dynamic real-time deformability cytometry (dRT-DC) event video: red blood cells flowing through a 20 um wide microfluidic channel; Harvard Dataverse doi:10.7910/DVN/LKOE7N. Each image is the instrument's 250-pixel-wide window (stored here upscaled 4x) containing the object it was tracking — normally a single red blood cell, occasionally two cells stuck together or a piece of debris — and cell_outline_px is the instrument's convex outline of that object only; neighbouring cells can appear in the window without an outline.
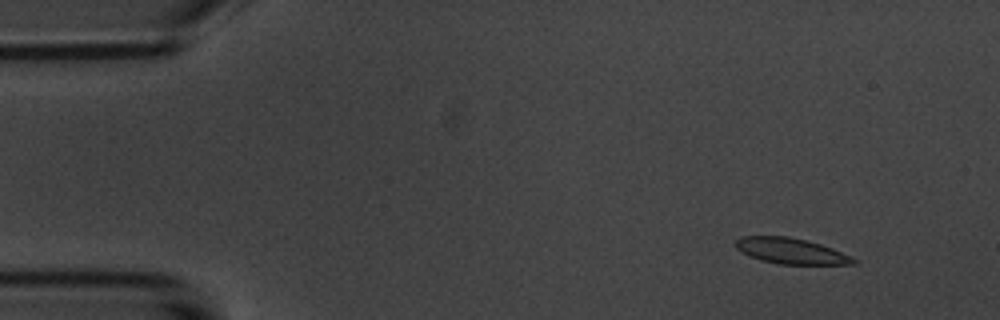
{"species": "common noctule bat (a hibernating species)", "species_latin": "Nyctalus noctula", "temperature_condition": "room temperature", "stored_images_in_passage": 7, "camera_frame_rate_fps": 3000, "um_per_image_px": 0.085, "animal": {"sex": "male", "body_mass_g": 20.1, "forearm_length_mm": 53.5}, "frame": {"image": 1, "passage_image": 2, "time_ms": 1.333, "image_size_px": [1000, 320], "cell_outline_px": [[860, 260], [856, 264], [780, 264], [760, 260], [748, 256], [736, 248], [736, 240], [740, 236], [788, 236], [820, 244], [832, 248], [852, 256]], "centroid_in_image_um": [67.25, 21.34], "position_along_channel_um": 17.8, "area_um2": 17.74}}
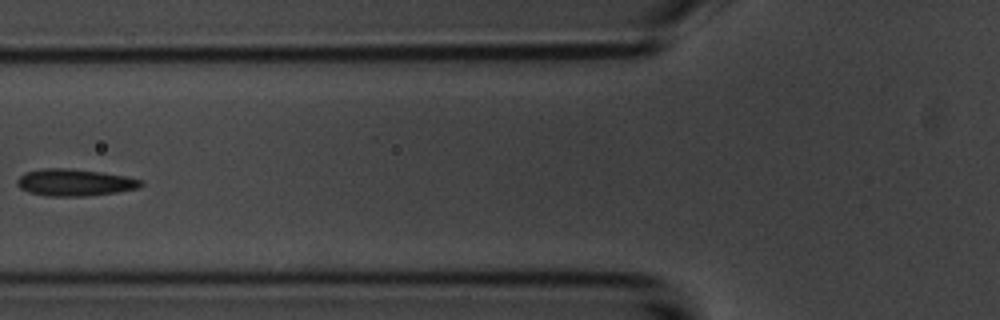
{"frame": {"image": 2, "passage_image": 6, "time_ms": 6.667, "image_size_px": [1000, 320], "cell_outline_px": [[144, 184], [140, 188], [116, 192], [84, 196], [48, 196], [28, 192], [20, 188], [16, 184], [16, 180], [24, 172], [40, 168], [68, 168], [100, 172], [124, 176], [144, 180]], "centroid_in_image_um": [6.33, 15.5], "position_along_channel_um": 119.5, "area_um2": 19.54}}
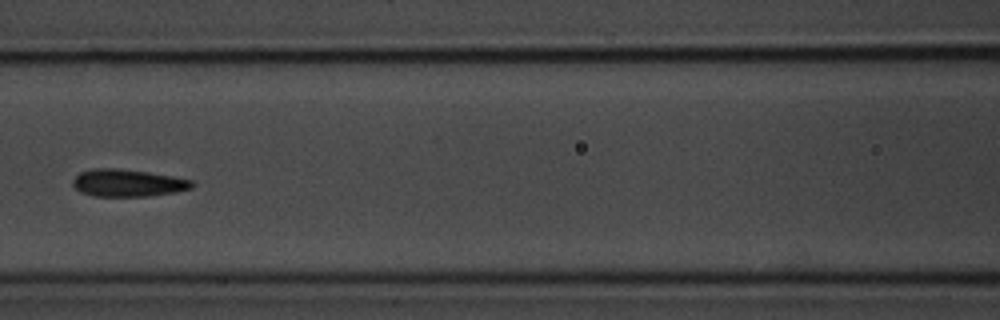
{"frame": {"image": 3, "passage_image": 7, "time_ms": 7.667, "image_size_px": [1000, 320], "cell_outline_px": [[196, 184], [192, 188], [176, 192], [148, 196], [92, 196], [80, 192], [72, 184], [72, 180], [80, 172], [92, 168], [116, 168], [148, 172], [172, 176], [192, 180]], "centroid_in_image_um": [10.86, 15.55], "position_along_channel_um": 155.7, "area_um2": 19.07}}